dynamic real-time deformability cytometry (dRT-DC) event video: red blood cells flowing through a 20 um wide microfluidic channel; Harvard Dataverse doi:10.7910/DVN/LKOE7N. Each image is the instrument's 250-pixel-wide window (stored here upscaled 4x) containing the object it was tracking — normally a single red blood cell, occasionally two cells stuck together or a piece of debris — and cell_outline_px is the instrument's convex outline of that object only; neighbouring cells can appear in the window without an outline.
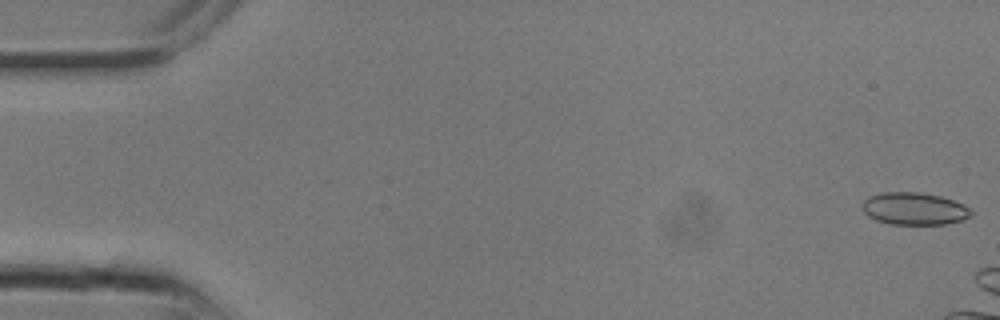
{"species": "common noctule bat (a hibernating species)", "species_latin": "Nyctalus noctula", "temperature_condition": "room temperature", "stored_images_in_passage": 7, "camera_frame_rate_fps": 3000, "um_per_image_px": 0.085, "animal": {"sex": "male", "body_mass_g": 13.3}, "frame": {"image": 1, "passage_image": 1, "time_ms": 0.0, "image_size_px": [1000, 320], "cell_outline_px": [[972, 216], [960, 220], [944, 224], [888, 224], [876, 220], [868, 216], [864, 212], [864, 200], [868, 196], [884, 192], [920, 192], [940, 196], [964, 204], [972, 208]], "centroid_in_image_um": [77.73, 17.73], "position_along_channel_um": 7.3, "area_um2": 20.52}}